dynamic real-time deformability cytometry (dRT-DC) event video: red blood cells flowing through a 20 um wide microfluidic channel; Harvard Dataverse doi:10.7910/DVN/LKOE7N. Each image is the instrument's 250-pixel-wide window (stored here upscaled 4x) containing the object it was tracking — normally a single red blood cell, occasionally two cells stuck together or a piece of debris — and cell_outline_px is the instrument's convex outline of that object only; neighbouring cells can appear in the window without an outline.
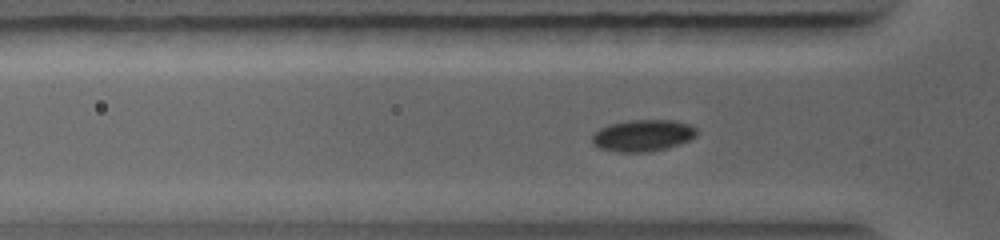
{"species": "common noctule bat (a hibernating species)", "species_latin": "Nyctalus noctula", "temperature_condition": "warm", "stored_images_in_passage": 56, "camera_frame_rate_fps": 5000, "um_per_image_px": 0.085, "animal": {"sex": "female", "body_mass_g": 19.0, "forearm_length_mm": 56.7}, "frame": {"image": 1, "passage_image": 16, "time_ms": 2.8, "image_size_px": [1000, 240], "cell_outline_px": [[696, 136], [688, 140], [668, 148], [652, 152], [620, 152], [600, 148], [592, 144], [592, 136], [600, 128], [608, 124], [628, 120], [672, 120], [688, 124], [696, 128]], "centroid_in_image_um": [54.62, 11.52], "position_along_channel_um": 71.2, "area_um2": 19.31}}
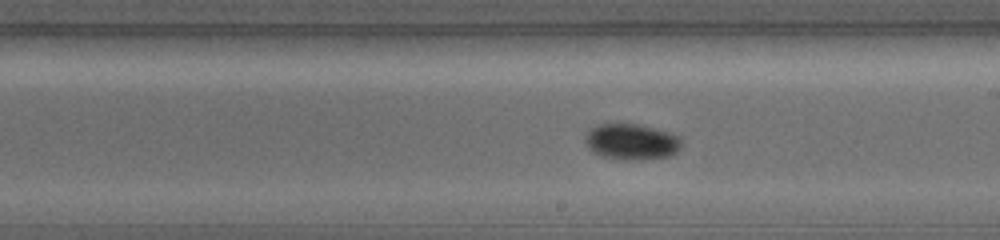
{"frame": {"image": 2, "passage_image": 33, "time_ms": 6.0, "image_size_px": [1000, 240], "cell_outline_px": [[680, 148], [676, 152], [668, 156], [640, 160], [624, 160], [600, 156], [592, 152], [584, 144], [584, 136], [592, 128], [600, 124], [636, 124], [652, 128], [680, 136]], "centroid_in_image_um": [53.62, 12.07], "position_along_channel_um": 235.4, "area_um2": 20.11}}
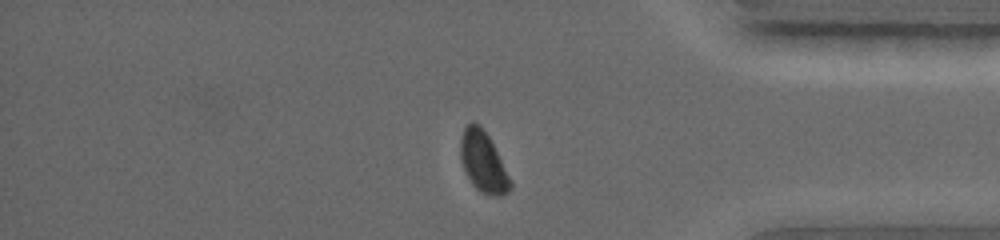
{"frame": {"image": 3, "passage_image": 51, "time_ms": 9.4, "image_size_px": [1000, 240], "cell_outline_px": [[512, 188], [508, 192], [500, 196], [496, 196], [480, 192], [472, 184], [464, 168], [460, 156], [460, 140], [464, 128], [468, 124], [480, 124], [488, 136], [512, 180]], "centroid_in_image_um": [41.09, 13.79], "position_along_channel_um": 394.1, "area_um2": 17.34}}